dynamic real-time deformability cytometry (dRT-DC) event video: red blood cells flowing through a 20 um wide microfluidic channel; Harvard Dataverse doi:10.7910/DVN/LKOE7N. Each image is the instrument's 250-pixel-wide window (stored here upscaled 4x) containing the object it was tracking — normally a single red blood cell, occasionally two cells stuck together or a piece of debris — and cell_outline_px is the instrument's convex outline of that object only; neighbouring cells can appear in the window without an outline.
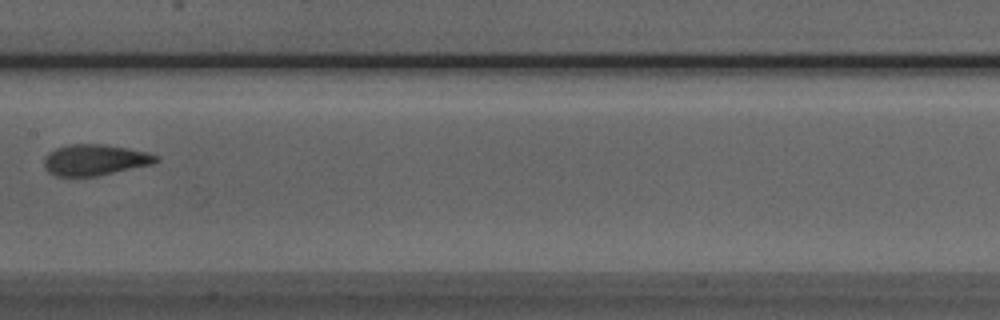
{"species": "Egyptian fruit bat (a non-hibernating species)", "species_latin": "Rousettus aegyptiacus", "temperature_condition": "room temperature", "stored_images_in_passage": 8, "camera_frame_rate_fps": 3000, "um_per_image_px": 0.085, "animal": {"sex": "male"}, "frame": {"image": 1, "passage_image": 7, "time_ms": 8.0, "image_size_px": [1000, 320], "cell_outline_px": [[160, 160], [152, 164], [96, 176], [56, 176], [48, 172], [44, 168], [44, 156], [48, 152], [56, 148], [68, 144], [104, 144], [128, 148], [148, 152], [160, 156]], "centroid_in_image_um": [8.06, 13.58], "position_along_channel_um": 199.3, "area_um2": 20.4}}
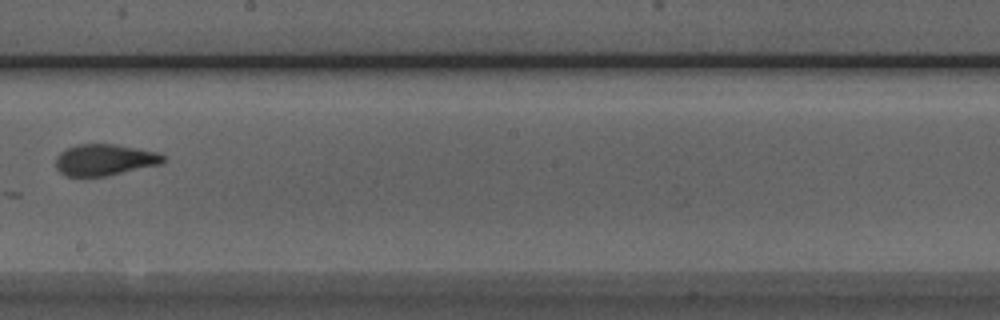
{"frame": {"image": 2, "passage_image": 8, "time_ms": 9.0, "image_size_px": [1000, 320], "cell_outline_px": [[164, 160], [160, 164], [104, 176], [68, 176], [60, 172], [56, 168], [56, 156], [60, 152], [76, 144], [112, 144], [136, 148], [156, 152], [164, 156]], "centroid_in_image_um": [8.85, 13.58], "position_along_channel_um": 239.4, "area_um2": 19.31}}